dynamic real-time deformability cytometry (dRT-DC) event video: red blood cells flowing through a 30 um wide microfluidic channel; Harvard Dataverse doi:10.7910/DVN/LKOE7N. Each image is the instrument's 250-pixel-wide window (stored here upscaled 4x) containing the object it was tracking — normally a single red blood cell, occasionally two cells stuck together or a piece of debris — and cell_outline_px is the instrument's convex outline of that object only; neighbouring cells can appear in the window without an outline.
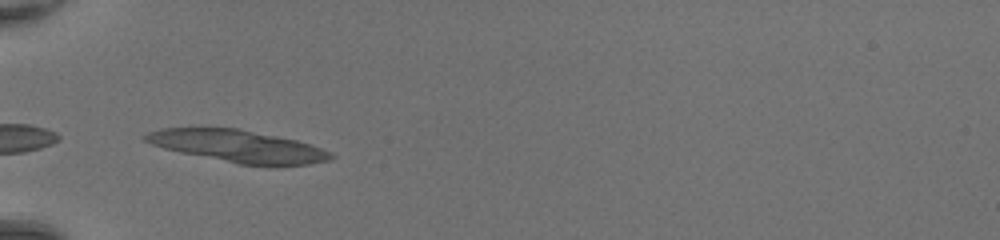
{"species": "common noctule bat (a hibernating species)", "species_latin": "Nyctalus noctula", "temperature_condition": "room temperature", "stored_images_in_passage": 31, "camera_frame_rate_fps": 3000, "um_per_image_px": 0.085, "animal": {"sex": "female", "body_mass_g": 20.0, "forearm_length_mm": 54.0}, "frame": {"image": 1, "passage_image": 1, "time_ms": 0.0, "image_size_px": [1000, 240], "cell_outline_px": [[336, 156], [328, 160], [308, 164], [268, 168], [240, 164], [180, 152], [164, 148], [152, 144], [144, 140], [140, 136], [148, 132], [160, 128], [236, 128], [296, 140], [312, 144], [332, 152]], "centroid_in_image_um": [20.28, 12.45], "position_along_channel_um": 64.7, "area_um2": 35.14}, "authors_computed_cell_mechanics": {"area_um2": 17.34, "velocity_mm_per_s": 4.4005, "shape_relaxation_time_tau1_ms": 0.9756, "shape_relaxation_time_tau2_ms": 1.0919, "deformation_change_tau1": 0.2751, "deformation_change_tau2": 0.0748}}